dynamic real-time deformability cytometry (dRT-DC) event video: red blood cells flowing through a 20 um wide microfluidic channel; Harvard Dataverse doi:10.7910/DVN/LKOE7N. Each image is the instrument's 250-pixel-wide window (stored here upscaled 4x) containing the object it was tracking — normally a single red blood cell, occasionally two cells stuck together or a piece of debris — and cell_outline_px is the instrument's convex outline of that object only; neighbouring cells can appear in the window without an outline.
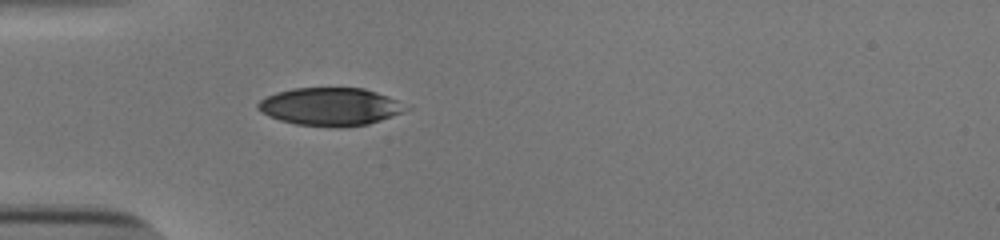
{"species": "human", "species_latin": "Homo sapiens", "temperature_condition": "cold", "stored_images_in_passage": 37, "camera_frame_rate_fps": 3000, "um_per_image_px": 0.085, "donor": {"sex": "male"}, "frame": {"image": 1, "passage_image": 1, "time_ms": 0.0, "image_size_px": [1000, 240], "cell_outline_px": [[412, 108], [404, 112], [368, 124], [340, 128], [296, 124], [280, 120], [268, 116], [256, 104], [260, 100], [276, 92], [292, 88], [364, 88], [388, 96]], "centroid_in_image_um": [28.1, 9.07], "position_along_channel_um": 56.9, "area_um2": 32.6}}
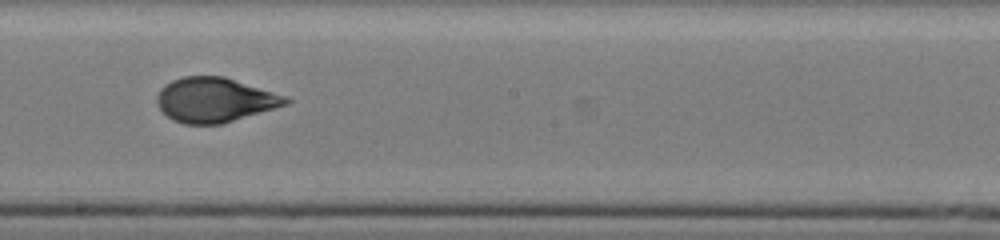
{"frame": {"image": 2, "passage_image": 15, "time_ms": 4.667, "image_size_px": [1000, 240], "cell_outline_px": [[292, 100], [288, 104], [220, 124], [184, 124], [172, 120], [156, 104], [156, 96], [160, 88], [164, 84], [172, 80], [184, 76], [224, 76], [284, 96]], "centroid_in_image_um": [18.2, 8.49], "position_along_channel_um": 230.0, "area_um2": 33.18}}
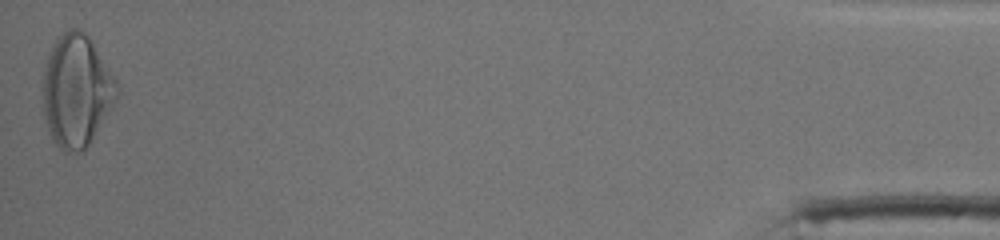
{"frame": {"image": 3, "passage_image": 37, "time_ms": 12.0, "image_size_px": [1000, 240], "cell_outline_px": [[120, 92], [112, 108], [84, 152], [64, 152], [52, 140], [44, 116], [40, 88], [44, 68], [48, 52], [56, 40], [64, 32], [72, 28], [80, 28], [92, 40], [116, 80], [120, 88]], "centroid_in_image_um": [6.49, 7.73], "position_along_channel_um": 428.7, "area_um2": 49.19}, "authors_computed_cell_mechanics": {"area_um2": 34.0442, "velocity_mm_per_s": 3.8877, "shape_relaxation_time_tau1_ms": 6.5037, "shape_relaxation_time_tau2_ms": null, "deformation_change_tau1": 0.2151, "deformation_change_tau2": null}}